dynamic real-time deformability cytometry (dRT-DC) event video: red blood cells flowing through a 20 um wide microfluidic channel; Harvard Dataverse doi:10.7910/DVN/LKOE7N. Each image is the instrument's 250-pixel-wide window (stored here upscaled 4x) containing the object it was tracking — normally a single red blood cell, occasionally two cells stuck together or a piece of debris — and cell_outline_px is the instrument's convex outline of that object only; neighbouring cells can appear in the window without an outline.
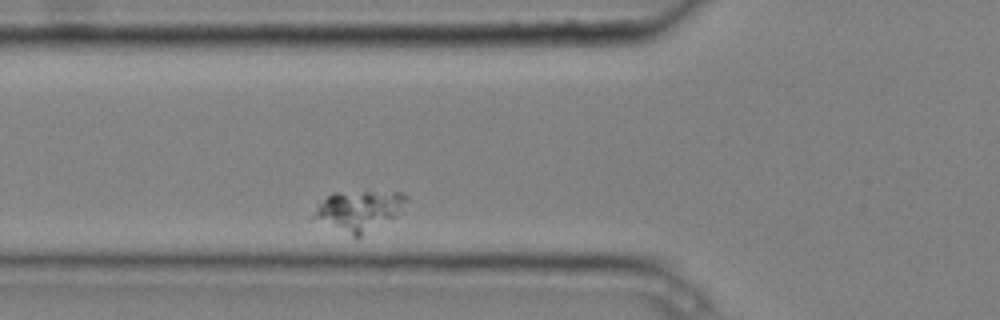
{"species": "common noctule bat (a hibernating species)", "species_latin": "Nyctalus noctula", "temperature_condition": "cold", "stored_images_in_passage": 5, "camera_frame_rate_fps": 3000, "um_per_image_px": 0.085, "animal": {"sex": "male", "body_mass_g": 20.4}, "frame": {"image": 1, "passage_image": 4, "time_ms": 1.0, "image_size_px": [1000, 320], "cell_outline_px": [[408, 200], [396, 216], [360, 236], [352, 236], [312, 216], [316, 208], [332, 192], [400, 192], [408, 196]], "centroid_in_image_um": [30.57, 17.87], "position_along_channel_um": 95.2, "area_um2": 20.98}}